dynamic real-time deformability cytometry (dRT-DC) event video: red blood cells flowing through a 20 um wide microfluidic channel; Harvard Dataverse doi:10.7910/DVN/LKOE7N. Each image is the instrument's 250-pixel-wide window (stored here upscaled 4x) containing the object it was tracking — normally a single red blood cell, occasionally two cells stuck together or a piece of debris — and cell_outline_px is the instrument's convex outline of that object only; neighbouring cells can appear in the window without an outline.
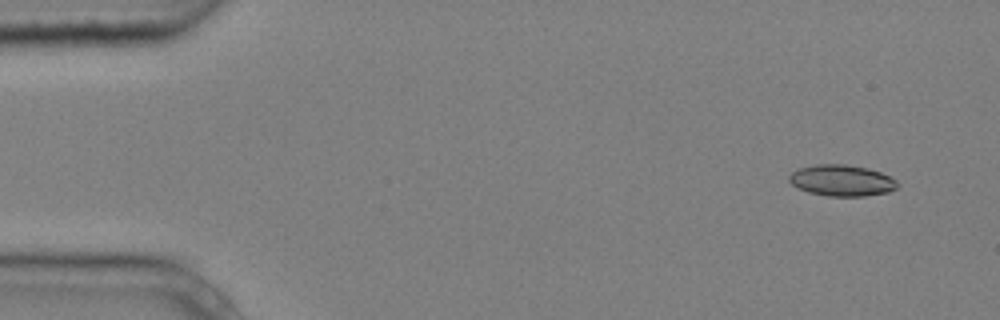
{"species": "common noctule bat (a hibernating species)", "species_latin": "Nyctalus noctula", "temperature_condition": "cold", "stored_images_in_passage": 5, "camera_frame_rate_fps": 3000, "um_per_image_px": 0.085, "animal": {"sex": "male", "body_mass_g": 20.4}, "frame": {"image": 1, "passage_image": 1, "time_ms": 0.0, "image_size_px": [1000, 320], "cell_outline_px": [[900, 184], [896, 188], [888, 192], [864, 196], [828, 196], [808, 192], [792, 184], [788, 180], [788, 176], [796, 168], [816, 164], [844, 164], [868, 168], [880, 172], [896, 180]], "centroid_in_image_um": [71.53, 15.33], "position_along_channel_um": 13.5, "area_um2": 19.77}}
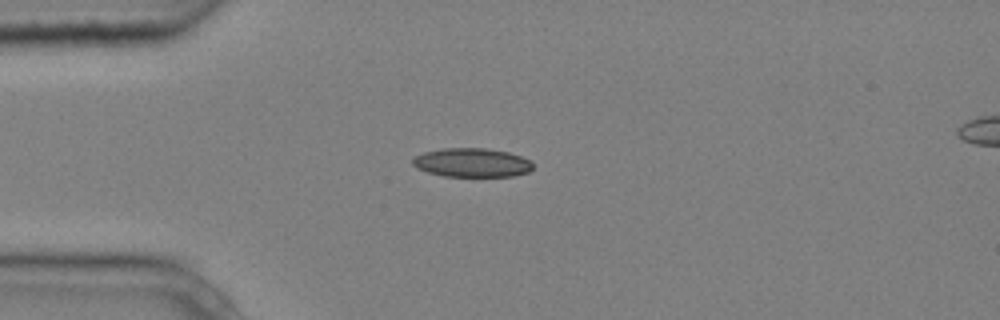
{"frame": {"image": 2, "passage_image": 4, "time_ms": 1.0, "image_size_px": [1000, 320], "cell_outline_px": [[532, 168], [528, 172], [512, 176], [444, 176], [428, 172], [416, 168], [412, 164], [412, 160], [416, 156], [424, 152], [444, 148], [488, 148], [508, 152], [532, 160]], "centroid_in_image_um": [40.12, 13.82], "position_along_channel_um": 44.9, "area_um2": 20.23}}